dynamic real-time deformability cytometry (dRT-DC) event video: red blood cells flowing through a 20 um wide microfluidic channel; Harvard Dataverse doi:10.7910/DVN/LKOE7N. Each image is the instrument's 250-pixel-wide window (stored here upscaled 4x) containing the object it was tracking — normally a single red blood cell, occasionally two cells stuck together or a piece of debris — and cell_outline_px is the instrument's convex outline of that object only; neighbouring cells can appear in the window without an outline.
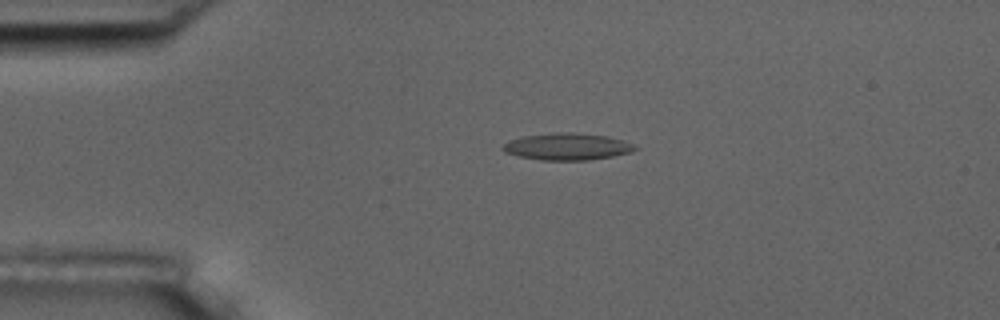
{"species": "common noctule bat (a hibernating species)", "species_latin": "Nyctalus noctula", "temperature_condition": "room temperature", "stored_images_in_passage": 3, "camera_frame_rate_fps": 3000, "um_per_image_px": 0.085, "animal": {"sex": "male", "body_mass_g": 17.5, "forearm_length_mm": 52.3}, "frame": {"image": 1, "passage_image": 2, "time_ms": 1.333, "image_size_px": [1000, 320], "cell_outline_px": [[640, 148], [632, 152], [612, 156], [588, 160], [540, 160], [520, 156], [504, 152], [500, 148], [508, 140], [524, 136], [556, 132], [572, 132], [608, 136], [624, 140], [636, 144]], "centroid_in_image_um": [48.25, 12.45], "position_along_channel_um": 36.7, "area_um2": 20.92}}